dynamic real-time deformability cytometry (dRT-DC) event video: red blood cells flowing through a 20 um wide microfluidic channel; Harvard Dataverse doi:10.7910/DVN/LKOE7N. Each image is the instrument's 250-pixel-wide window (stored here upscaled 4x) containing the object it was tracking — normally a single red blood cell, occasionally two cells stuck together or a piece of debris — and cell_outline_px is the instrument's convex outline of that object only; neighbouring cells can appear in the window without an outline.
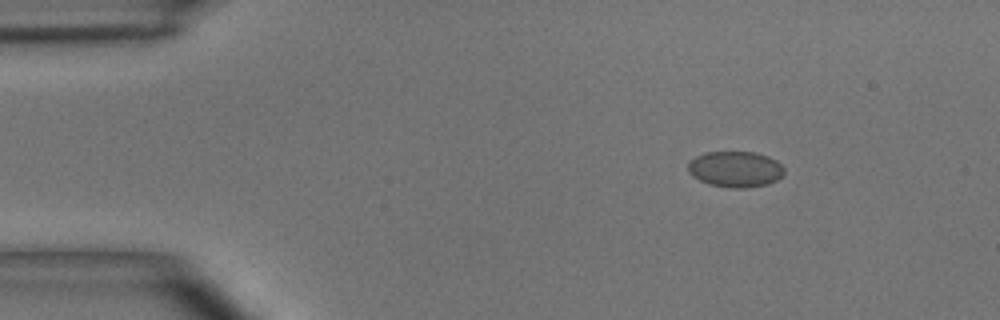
{"species": "common noctule bat (a hibernating species)", "species_latin": "Nyctalus noctula", "temperature_condition": "room temperature", "stored_images_in_passage": 3, "camera_frame_rate_fps": 3000, "um_per_image_px": 0.085, "animal": {"sex": "male", "body_mass_g": 15.6}, "frame": {"image": 1, "passage_image": 1, "time_ms": 0.0, "image_size_px": [1000, 320], "cell_outline_px": [[784, 172], [776, 180], [768, 184], [744, 188], [732, 188], [708, 184], [692, 176], [688, 172], [688, 164], [696, 156], [704, 152], [756, 152], [768, 156], [776, 160], [784, 168]], "centroid_in_image_um": [62.5, 14.38], "position_along_channel_um": 22.5, "area_um2": 20.11}}